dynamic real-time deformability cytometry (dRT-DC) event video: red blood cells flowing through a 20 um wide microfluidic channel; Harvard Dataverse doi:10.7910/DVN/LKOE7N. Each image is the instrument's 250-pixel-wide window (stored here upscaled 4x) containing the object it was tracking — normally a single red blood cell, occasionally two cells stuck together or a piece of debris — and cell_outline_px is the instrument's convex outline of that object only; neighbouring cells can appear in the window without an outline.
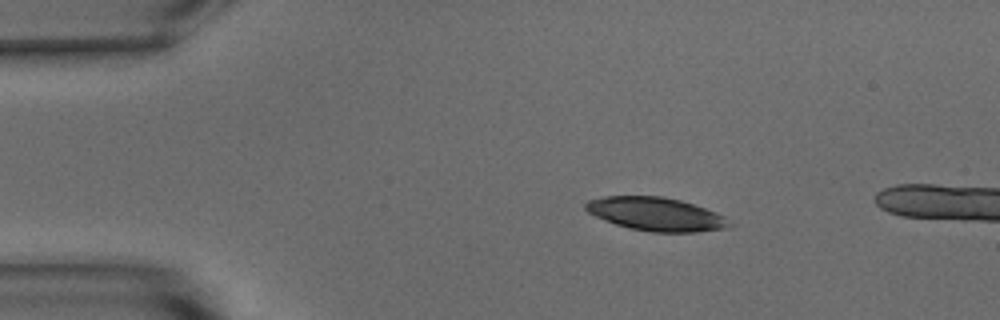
{"species": "common noctule bat (a hibernating species)", "species_latin": "Nyctalus noctula", "temperature_condition": "warm", "stored_images_in_passage": 46, "camera_frame_rate_fps": 3000, "um_per_image_px": 0.085, "animal": {"sex": "male", "body_mass_g": 15.6}, "frame": {"image": 1, "passage_image": 1, "time_ms": 0.0, "image_size_px": [1000, 320], "cell_outline_px": [[732, 224], [728, 228], [696, 232], [652, 232], [632, 228], [616, 224], [604, 220], [588, 212], [584, 208], [584, 204], [588, 200], [604, 196], [664, 196], [680, 200], [716, 212], [724, 216]], "centroid_in_image_um": [55.75, 18.19], "position_along_channel_um": 29.2, "area_um2": 27.86}}
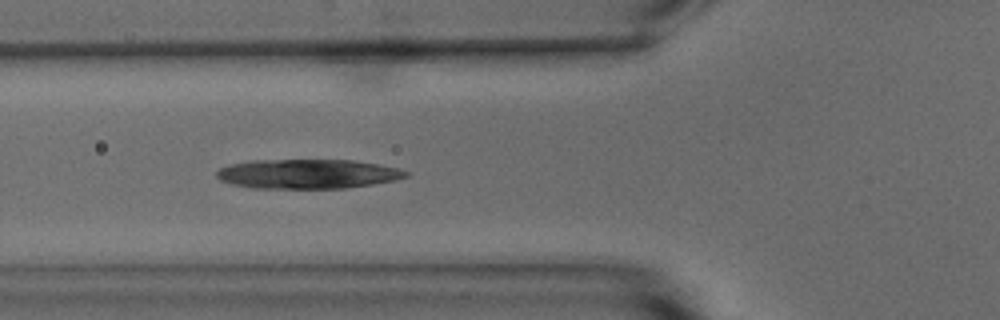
{"frame": {"image": 2, "passage_image": 11, "time_ms": 3.333, "image_size_px": [1000, 320], "cell_outline_px": [[408, 176], [392, 180], [372, 184], [348, 188], [252, 188], [232, 184], [220, 180], [216, 176], [216, 172], [220, 168], [228, 164], [252, 160], [352, 160], [380, 164], [396, 168], [408, 172]], "centroid_in_image_um": [26.1, 14.78], "position_along_channel_um": 99.7, "area_um2": 32.43}}
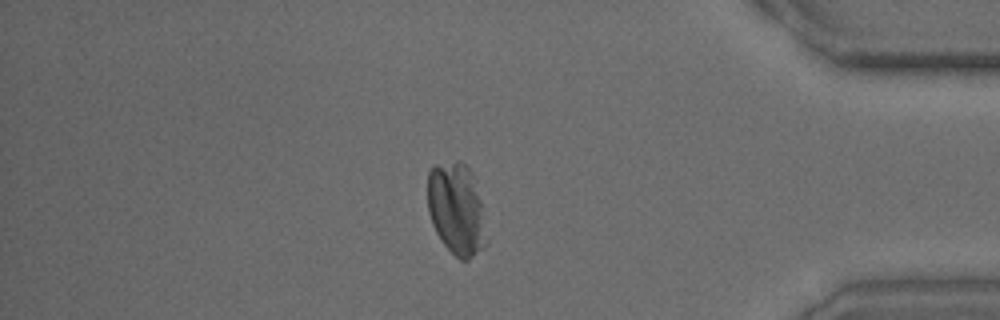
{"frame": {"image": 3, "passage_image": 37, "time_ms": 12.0, "image_size_px": [1000, 320], "cell_outline_px": [[488, 244], [484, 248], [468, 260], [460, 260], [440, 240], [432, 224], [428, 212], [428, 172], [436, 164], [456, 160], [460, 160], [472, 172], [480, 200], [488, 240]], "centroid_in_image_um": [38.8, 17.78], "position_along_channel_um": 396.4, "area_um2": 31.73}}